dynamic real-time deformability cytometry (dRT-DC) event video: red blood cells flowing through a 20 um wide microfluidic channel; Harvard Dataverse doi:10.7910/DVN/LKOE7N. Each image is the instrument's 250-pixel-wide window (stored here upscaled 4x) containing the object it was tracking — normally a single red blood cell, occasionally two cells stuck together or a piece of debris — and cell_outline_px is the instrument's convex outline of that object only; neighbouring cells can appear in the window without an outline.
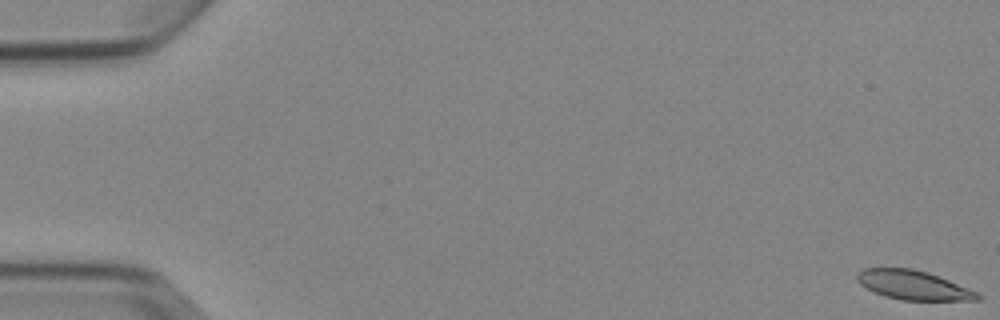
{"species": "Egyptian fruit bat (a non-hibernating species)", "species_latin": "Rousettus aegyptiacus", "temperature_condition": "cold", "stored_images_in_passage": 7, "camera_frame_rate_fps": 3000, "um_per_image_px": 0.085, "animal": {"sex": "female"}, "frame": {"image": 1, "passage_image": 1, "time_ms": 0.0, "image_size_px": [1000, 320], "cell_outline_px": [[980, 300], [900, 300], [884, 296], [860, 284], [856, 280], [856, 272], [864, 268], [912, 268], [928, 272], [968, 288], [976, 292], [980, 296]], "centroid_in_image_um": [77.59, 24.22], "position_along_channel_um": 7.4, "area_um2": 20.35}}
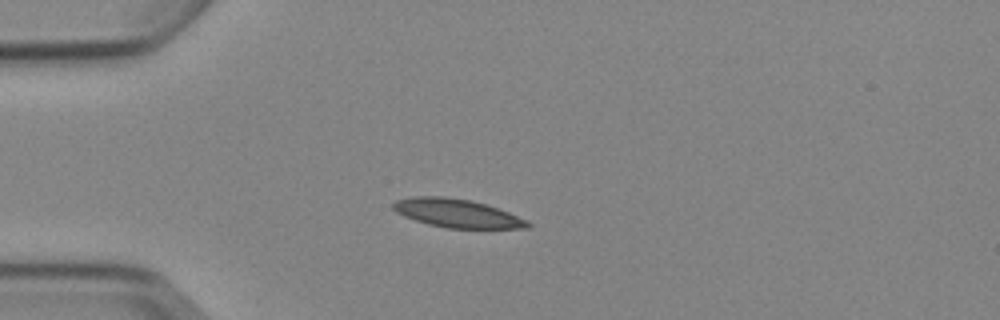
{"frame": {"image": 2, "passage_image": 5, "time_ms": 4.667, "image_size_px": [1000, 320], "cell_outline_px": [[532, 224], [528, 228], [448, 228], [428, 224], [404, 216], [396, 212], [392, 208], [392, 204], [396, 200], [412, 196], [444, 196], [472, 200], [488, 204], [528, 220]], "centroid_in_image_um": [38.85, 18.11], "position_along_channel_um": 46.1, "area_um2": 22.43}}
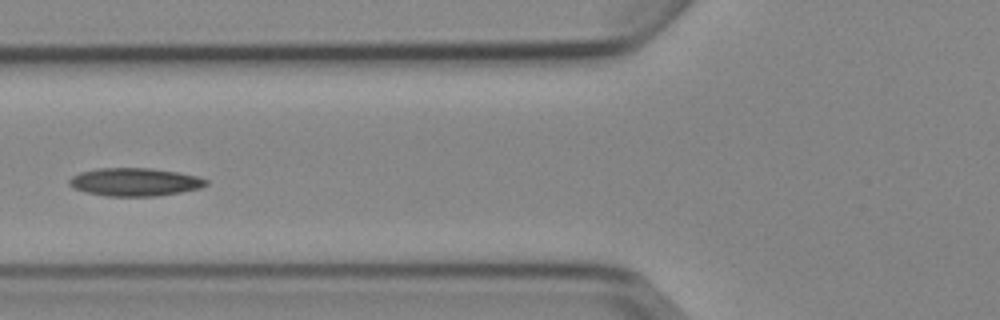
{"frame": {"image": 3, "passage_image": 7, "time_ms": 7.0, "image_size_px": [1000, 320], "cell_outline_px": [[208, 184], [200, 188], [180, 192], [156, 196], [108, 196], [88, 192], [72, 188], [68, 184], [68, 180], [72, 176], [80, 172], [96, 168], [152, 168], [200, 176], [208, 180]], "centroid_in_image_um": [11.46, 15.46], "position_along_channel_um": 114.3, "area_um2": 22.43}}